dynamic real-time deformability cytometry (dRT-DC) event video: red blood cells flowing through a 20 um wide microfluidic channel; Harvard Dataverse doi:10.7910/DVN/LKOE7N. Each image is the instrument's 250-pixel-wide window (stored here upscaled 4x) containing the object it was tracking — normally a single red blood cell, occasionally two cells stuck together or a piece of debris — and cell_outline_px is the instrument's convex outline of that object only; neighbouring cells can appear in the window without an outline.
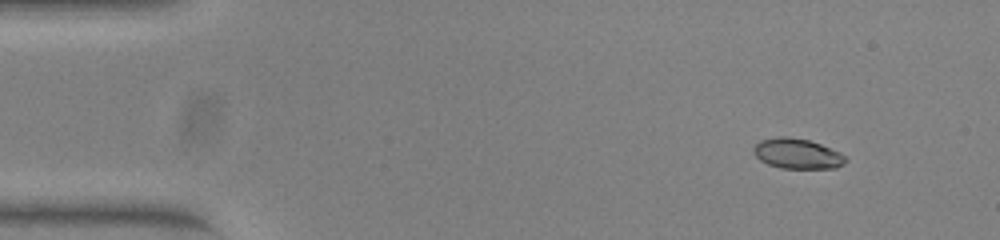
{"species": "common noctule bat (a hibernating species)", "species_latin": "Nyctalus noctula", "temperature_condition": "warm", "stored_images_in_passage": 52, "camera_frame_rate_fps": 3000, "um_per_image_px": 0.085, "animal": {"sex": "female", "body_mass_g": 23.0, "forearm_length_mm": 53.4}, "frame": {"image": 1, "passage_image": 5, "time_ms": 1.333, "image_size_px": [1000, 240], "cell_outline_px": [[848, 160], [844, 164], [836, 168], [780, 168], [768, 164], [760, 160], [756, 156], [752, 148], [760, 140], [780, 136], [788, 136], [808, 140], [820, 144], [840, 152]], "centroid_in_image_um": [67.77, 13.06], "position_along_channel_um": 17.2, "area_um2": 16.18}}
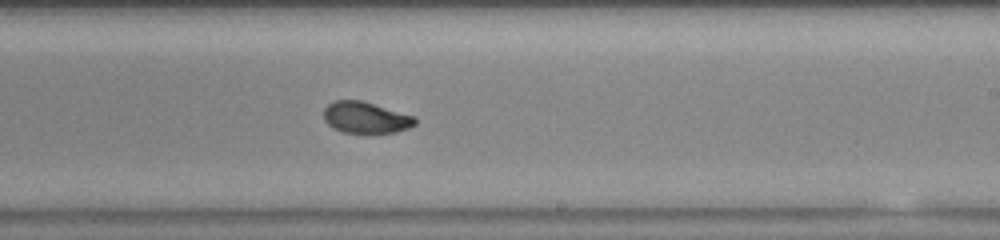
{"frame": {"image": 2, "passage_image": 31, "time_ms": 10.0, "image_size_px": [1000, 240], "cell_outline_px": [[416, 124], [408, 128], [396, 132], [344, 132], [332, 128], [324, 120], [324, 108], [328, 104], [336, 100], [360, 100], [416, 116]], "centroid_in_image_um": [31.08, 9.98], "position_along_channel_um": 257.9, "area_um2": 16.59}}
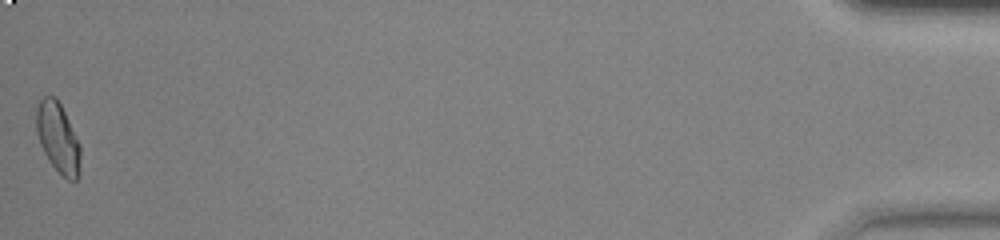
{"frame": {"image": 3, "passage_image": 52, "time_ms": 17.0, "image_size_px": [1000, 240], "cell_outline_px": [[80, 176], [76, 180], [68, 180], [48, 160], [40, 144], [36, 132], [36, 108], [40, 100], [44, 96], [56, 96], [80, 144]], "centroid_in_image_um": [4.92, 11.71], "position_along_channel_um": 430.3, "area_um2": 17.92}, "authors_computed_cell_mechanics": {"area_um2": 17.1088, "velocity_mm_per_s": 3.9156, "shape_relaxation_time_tau1_ms": 4.167, "shape_relaxation_time_tau2_ms": 1.0415, "deformation_change_tau1": 0.1592, "deformation_change_tau2": 0.0427}}